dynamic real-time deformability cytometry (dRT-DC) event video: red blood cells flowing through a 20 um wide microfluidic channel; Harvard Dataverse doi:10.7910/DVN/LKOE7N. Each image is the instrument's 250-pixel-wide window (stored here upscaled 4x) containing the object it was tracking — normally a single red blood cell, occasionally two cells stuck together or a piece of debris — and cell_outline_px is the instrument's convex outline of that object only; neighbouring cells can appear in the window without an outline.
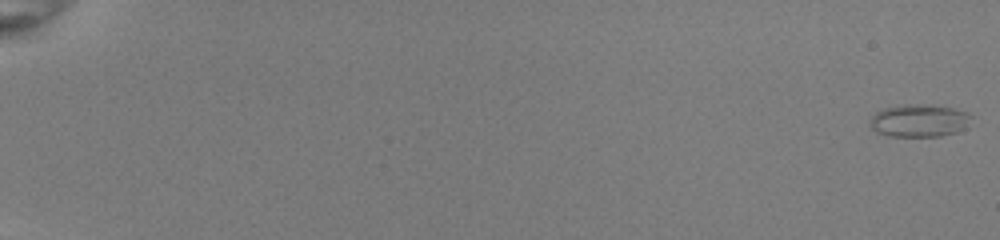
{"species": "common noctule bat (a hibernating species)", "species_latin": "Nyctalus noctula", "temperature_condition": "room temperature", "stored_images_in_passage": 54, "camera_frame_rate_fps": 3000, "um_per_image_px": 0.085, "animal": {"sex": "female", "body_mass_g": 22.0, "forearm_length_mm": 56.7}, "frame": {"image": 1, "passage_image": 1, "time_ms": 0.0, "image_size_px": [1000, 240], "cell_outline_px": [[972, 116], [964, 128], [956, 132], [940, 136], [888, 136], [876, 132], [868, 124], [872, 116], [876, 112], [884, 108], [904, 104], [912, 104], [952, 108], [968, 112]], "centroid_in_image_um": [78.09, 10.26], "position_along_channel_um": 6.9, "area_um2": 19.07}}
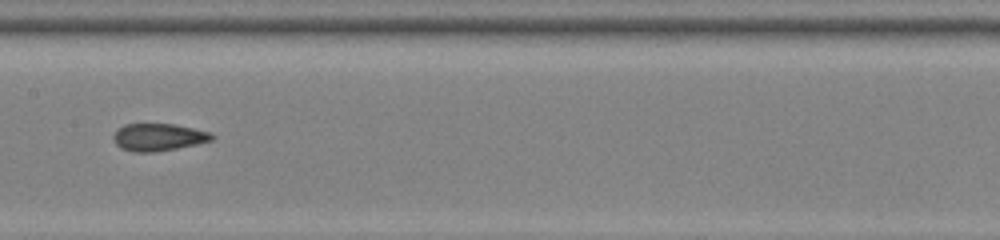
{"frame": {"image": 2, "passage_image": 31, "time_ms": 10.0, "image_size_px": [1000, 240], "cell_outline_px": [[216, 136], [212, 140], [196, 144], [176, 148], [152, 152], [132, 152], [120, 148], [116, 144], [112, 136], [124, 124], [172, 124], [212, 132]], "centroid_in_image_um": [13.47, 11.66], "position_along_channel_um": 193.9, "area_um2": 15.61}}
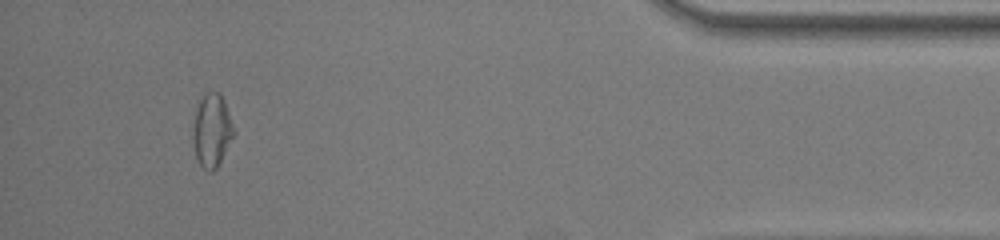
{"frame": {"image": 3, "passage_image": 51, "time_ms": 16.667, "image_size_px": [1000, 240], "cell_outline_px": [[236, 132], [216, 168], [212, 172], [208, 172], [200, 164], [196, 156], [196, 112], [200, 100], [208, 92], [220, 92], [224, 100]], "centroid_in_image_um": [18.09, 11.08], "position_along_channel_um": 417.1, "area_um2": 16.47}, "authors_computed_cell_mechanics": {"area_um2": 16.6175, "velocity_mm_per_s": 4.0256, "shape_relaxation_time_tau1_ms": null, "shape_relaxation_time_tau2_ms": 1.6284, "deformation_change_tau1": null, "deformation_change_tau2": 0.0746}}